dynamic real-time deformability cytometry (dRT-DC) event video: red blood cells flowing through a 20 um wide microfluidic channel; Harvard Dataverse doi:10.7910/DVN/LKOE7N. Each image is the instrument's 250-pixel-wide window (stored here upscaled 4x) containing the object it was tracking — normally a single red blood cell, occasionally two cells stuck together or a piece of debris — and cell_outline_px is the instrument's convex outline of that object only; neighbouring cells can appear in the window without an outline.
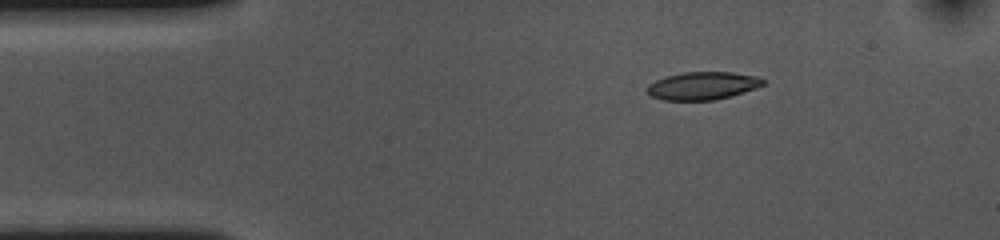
{"species": "common noctule bat (a hibernating species)", "species_latin": "Nyctalus noctula", "temperature_condition": "cold", "stored_images_in_passage": 47, "camera_frame_rate_fps": 3000, "um_per_image_px": 0.085, "animal": {"sex": "female", "body_mass_g": 10.0, "forearm_length_mm": 53.1}, "frame": {"image": 1, "passage_image": 1, "time_ms": 0.0, "image_size_px": [1000, 240], "cell_outline_px": [[764, 84], [756, 88], [732, 96], [716, 100], [664, 100], [652, 96], [648, 92], [648, 84], [664, 76], [684, 72], [732, 72], [756, 76], [764, 80]], "centroid_in_image_um": [59.73, 7.29], "position_along_channel_um": 25.3, "area_um2": 18.79}}
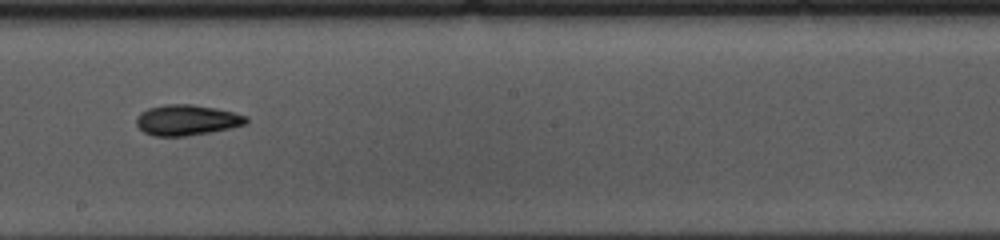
{"frame": {"image": 2, "passage_image": 22, "time_ms": 7.0, "image_size_px": [1000, 240], "cell_outline_px": [[248, 124], [232, 128], [184, 136], [152, 136], [144, 132], [136, 124], [136, 116], [140, 112], [148, 108], [164, 104], [192, 104], [216, 108], [248, 116]], "centroid_in_image_um": [15.88, 10.2], "position_along_channel_um": 232.3, "area_um2": 19.71}}
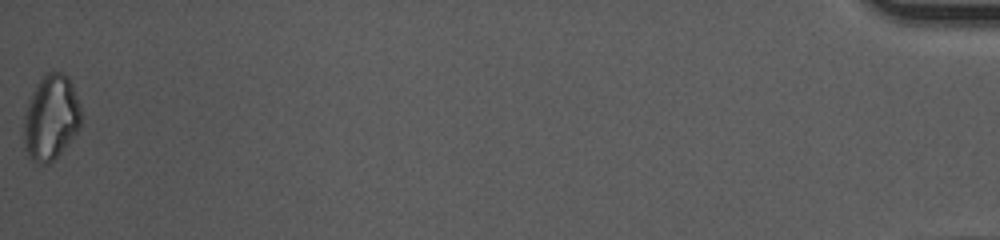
{"frame": {"image": 3, "passage_image": 47, "time_ms": 15.333, "image_size_px": [1000, 240], "cell_outline_px": [[80, 128], [68, 144], [48, 164], [40, 164], [32, 160], [28, 156], [24, 148], [24, 116], [28, 100], [36, 84], [44, 72], [60, 72], [68, 76], [72, 84], [80, 104]], "centroid_in_image_um": [4.32, 9.98], "position_along_channel_um": 430.9, "area_um2": 28.55}, "authors_computed_cell_mechanics": {"area_um2": 19.363, "velocity_mm_per_s": 3.6369, "shape_relaxation_time_tau1_ms": 7.8668, "shape_relaxation_time_tau2_ms": 6.8326, "deformation_change_tau1": 0.1763, "deformation_change_tau2": 0.1417}}